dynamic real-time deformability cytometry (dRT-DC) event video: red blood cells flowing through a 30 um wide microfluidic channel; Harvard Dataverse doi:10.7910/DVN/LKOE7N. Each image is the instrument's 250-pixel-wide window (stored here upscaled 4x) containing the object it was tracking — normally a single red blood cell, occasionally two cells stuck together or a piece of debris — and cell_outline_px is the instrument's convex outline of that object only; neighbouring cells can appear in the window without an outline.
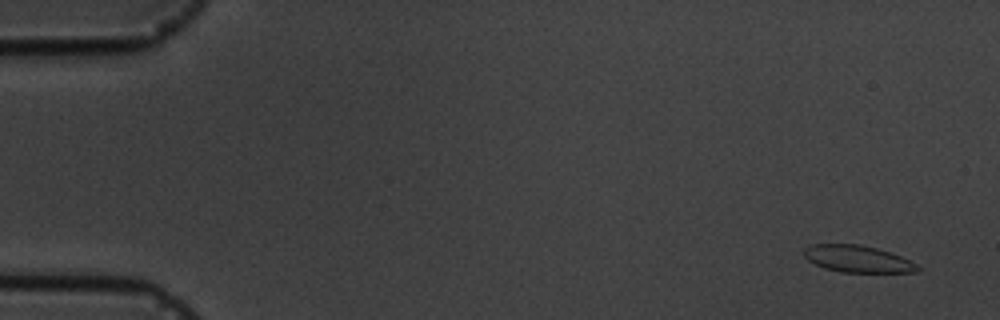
{"species": "common noctule bat (a hibernating species)", "species_latin": "Nyctalus noctula", "temperature_condition": "cold", "stored_images_in_passage": 5, "camera_frame_rate_fps": 3000, "um_per_image_px": 0.085, "animal": {"sex": "male", "body_mass_g": 19.5, "forearm_length_mm": 54.6}, "frame": {"image": 1, "passage_image": 1, "time_ms": 0.0, "image_size_px": [1000, 320], "cell_outline_px": [[920, 268], [916, 272], [840, 272], [824, 268], [808, 260], [804, 256], [804, 248], [812, 244], [860, 244], [892, 252], [916, 264]], "centroid_in_image_um": [72.87, 22.0], "position_along_channel_um": 12.1, "area_um2": 17.74}}
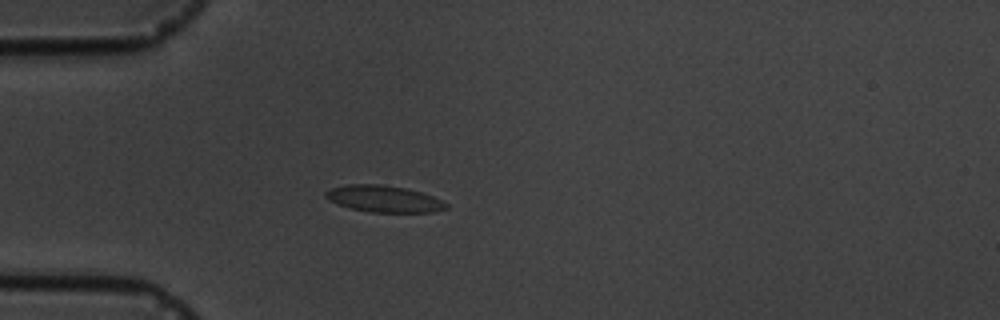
{"frame": {"image": 2, "passage_image": 4, "time_ms": 4.333, "image_size_px": [1000, 320], "cell_outline_px": [[448, 208], [432, 212], [372, 212], [352, 208], [328, 200], [324, 196], [324, 192], [332, 188], [348, 184], [380, 184], [408, 188], [432, 196], [448, 204]], "centroid_in_image_um": [32.63, 16.89], "position_along_channel_um": 52.4, "area_um2": 18.55}}